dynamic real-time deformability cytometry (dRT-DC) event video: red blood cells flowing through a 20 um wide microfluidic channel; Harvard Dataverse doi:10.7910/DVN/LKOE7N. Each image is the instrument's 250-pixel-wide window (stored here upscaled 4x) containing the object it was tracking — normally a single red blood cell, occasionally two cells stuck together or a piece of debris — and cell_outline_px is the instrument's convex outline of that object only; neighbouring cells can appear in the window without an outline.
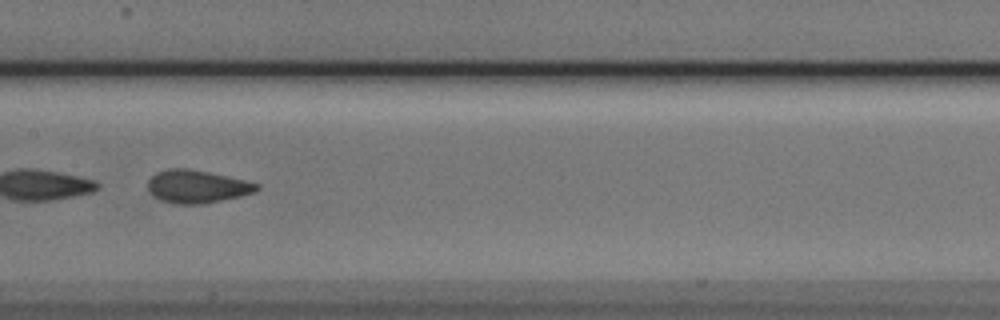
{"species": "Egyptian fruit bat (a non-hibernating species)", "species_latin": "Rousettus aegyptiacus", "temperature_condition": "cold", "stored_images_in_passage": 33, "camera_frame_rate_fps": 3000, "um_per_image_px": 0.085, "animal": {"sex": "male"}, "frame": {"image": 1, "passage_image": 19, "time_ms": 6.0, "image_size_px": [1000, 320], "cell_outline_px": [[260, 188], [256, 192], [240, 196], [204, 204], [176, 204], [160, 200], [152, 196], [148, 192], [148, 180], [156, 172], [168, 168], [188, 168], [228, 176], [260, 184]], "centroid_in_image_um": [16.72, 15.86], "position_along_channel_um": 190.7, "area_um2": 21.1}, "authors_computed_cell_mechanics": {"area_um2": 21.097, "velocity_mm_per_s": 3.8354, "shape_relaxation_time_tau1_ms": 5.1752, "shape_relaxation_time_tau2_ms": 1.5435, "deformation_change_tau1": 0.0885, "deformation_change_tau2": 0.0895}}